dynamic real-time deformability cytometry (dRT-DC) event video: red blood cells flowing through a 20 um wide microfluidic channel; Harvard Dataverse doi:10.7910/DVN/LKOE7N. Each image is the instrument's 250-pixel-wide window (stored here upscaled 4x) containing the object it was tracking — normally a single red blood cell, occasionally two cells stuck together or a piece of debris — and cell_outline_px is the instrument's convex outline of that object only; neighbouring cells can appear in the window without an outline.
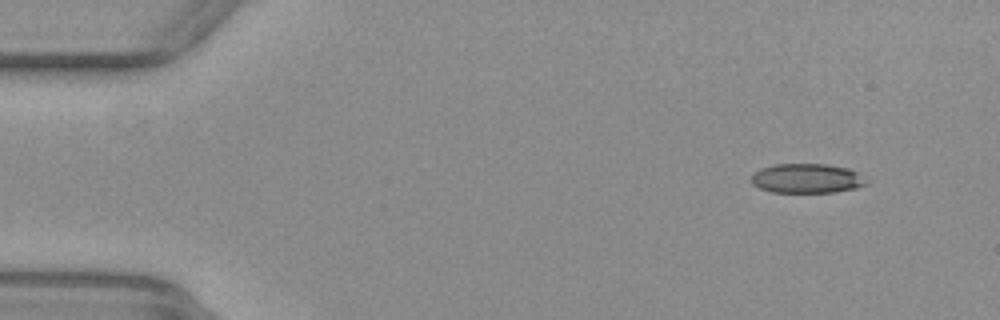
{"species": "common noctule bat (a hibernating species)", "species_latin": "Nyctalus noctula", "temperature_condition": "warm", "stored_images_in_passage": 15, "camera_frame_rate_fps": 3000, "um_per_image_px": 0.085, "animal": {"sex": "female", "body_mass_g": 29.2, "forearm_length_mm": 56.3}, "frame": {"image": 1, "passage_image": 5, "time_ms": 1.333, "image_size_px": [1000, 320], "cell_outline_px": [[868, 184], [856, 188], [832, 192], [772, 192], [760, 188], [752, 184], [752, 172], [760, 168], [772, 164], [824, 164], [848, 168], [856, 172], [868, 180]], "centroid_in_image_um": [68.56, 15.16], "position_along_channel_um": 16.4, "area_um2": 19.83}}